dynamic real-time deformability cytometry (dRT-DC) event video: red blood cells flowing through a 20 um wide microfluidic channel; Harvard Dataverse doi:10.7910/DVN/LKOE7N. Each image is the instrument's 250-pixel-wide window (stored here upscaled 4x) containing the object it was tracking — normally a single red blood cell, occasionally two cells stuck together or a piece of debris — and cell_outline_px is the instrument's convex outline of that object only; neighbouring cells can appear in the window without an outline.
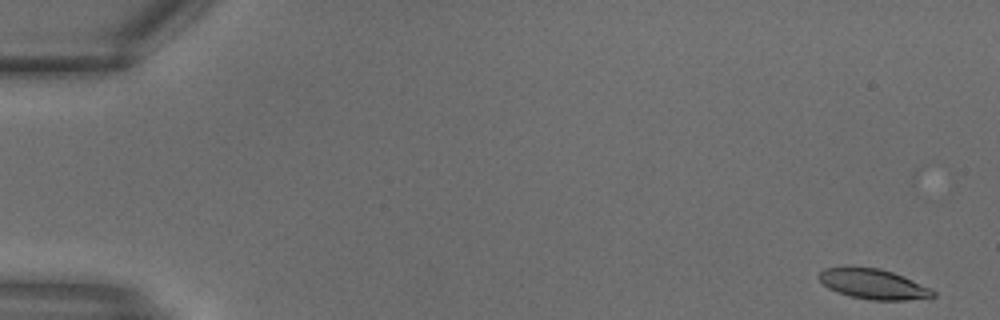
{"species": "common noctule bat (a hibernating species)", "species_latin": "Nyctalus noctula", "temperature_condition": "warm", "stored_images_in_passage": 13, "camera_frame_rate_fps": 3000, "um_per_image_px": 0.085, "animal": {"sex": "male", "body_mass_g": 18.8}, "frame": {"image": 1, "passage_image": 1, "time_ms": 0.0, "image_size_px": [1000, 320], "cell_outline_px": [[936, 296], [904, 300], [872, 300], [852, 296], [836, 292], [828, 288], [820, 280], [820, 272], [824, 268], [848, 264], [880, 268], [892, 272], [932, 288], [936, 292]], "centroid_in_image_um": [74.19, 24.1], "position_along_channel_um": 10.8, "area_um2": 20.35}}
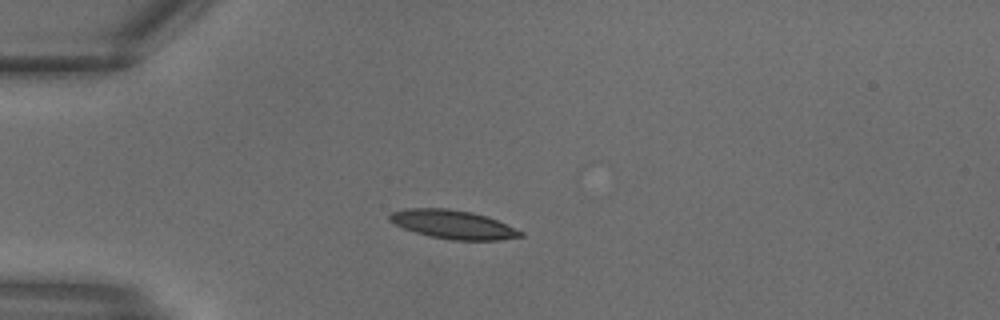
{"frame": {"image": 2, "passage_image": 8, "time_ms": 2.333, "image_size_px": [1000, 320], "cell_outline_px": [[524, 236], [500, 240], [452, 240], [428, 236], [404, 228], [388, 220], [388, 216], [392, 212], [404, 208], [448, 208], [472, 212], [488, 216], [524, 232]], "centroid_in_image_um": [38.52, 19.07], "position_along_channel_um": 46.5, "area_um2": 21.96}}
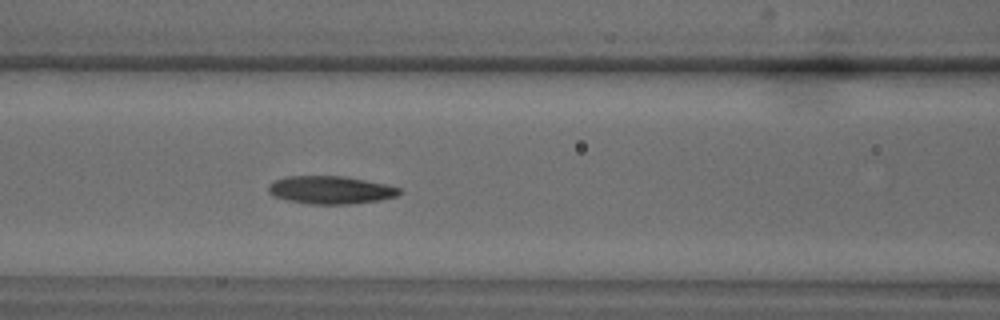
{"frame": {"image": 3, "passage_image": 13, "time_ms": 4.0, "image_size_px": [1000, 320], "cell_outline_px": [[404, 192], [396, 196], [380, 200], [348, 204], [308, 204], [288, 200], [272, 196], [268, 192], [268, 184], [284, 176], [348, 176], [384, 184], [400, 188]], "centroid_in_image_um": [28.09, 16.14], "position_along_channel_um": 138.5, "area_um2": 21.44}}